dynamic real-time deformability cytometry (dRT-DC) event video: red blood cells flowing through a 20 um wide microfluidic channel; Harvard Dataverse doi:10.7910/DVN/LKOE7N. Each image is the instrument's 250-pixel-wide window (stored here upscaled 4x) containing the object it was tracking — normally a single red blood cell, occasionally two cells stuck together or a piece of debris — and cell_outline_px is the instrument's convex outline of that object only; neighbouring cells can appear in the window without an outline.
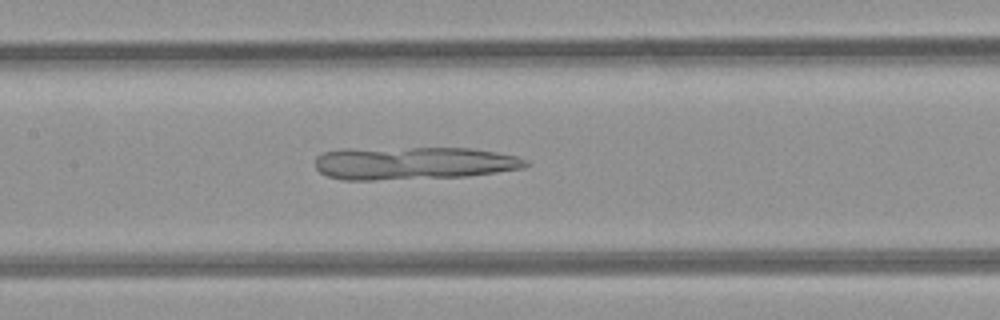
{"species": "common noctule bat (a hibernating species)", "species_latin": "Nyctalus noctula", "temperature_condition": "room temperature", "stored_images_in_passage": 39, "camera_frame_rate_fps": 3000, "um_per_image_px": 0.085, "animal": {"sex": "female", "body_mass_g": 21.9}, "frame": {"image": 1, "passage_image": 14, "time_ms": 4.333, "image_size_px": [1000, 320], "cell_outline_px": [[532, 164], [524, 168], [468, 176], [376, 180], [344, 180], [328, 176], [320, 172], [316, 168], [316, 156], [324, 152], [340, 148], [468, 148], [496, 152], [516, 156], [528, 160]], "centroid_in_image_um": [35.14, 13.86], "position_along_channel_um": 172.3, "area_um2": 40.58}}
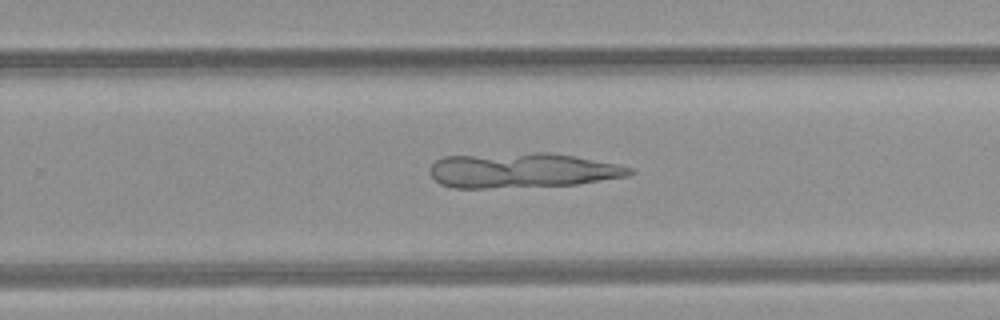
{"frame": {"image": 2, "passage_image": 22, "time_ms": 7.0, "image_size_px": [1000, 320], "cell_outline_px": [[636, 172], [628, 176], [576, 184], [488, 188], [452, 188], [440, 184], [428, 172], [428, 168], [436, 160], [444, 156], [536, 152], [548, 152], [572, 156], [616, 164], [632, 168]], "centroid_in_image_um": [44.33, 14.48], "position_along_channel_um": 285.5, "area_um2": 40.58}}
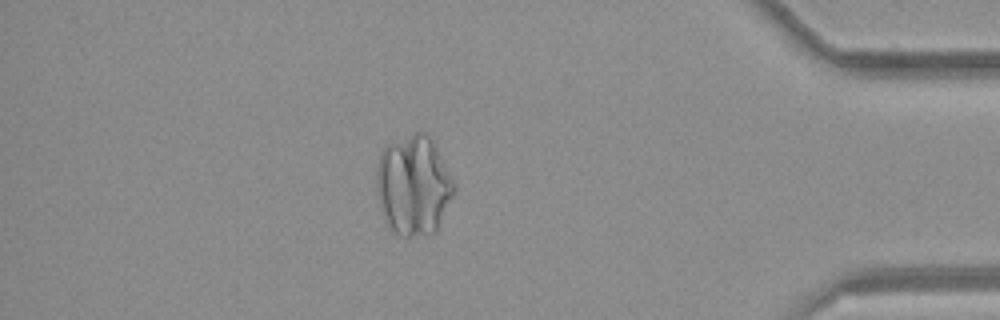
{"frame": {"image": 3, "passage_image": 33, "time_ms": 10.667, "image_size_px": [1000, 320], "cell_outline_px": [[456, 188], [436, 232], [408, 236], [400, 236], [392, 232], [388, 228], [384, 220], [380, 208], [376, 192], [376, 172], [380, 152], [388, 144], [416, 132], [424, 132], [436, 144]], "centroid_in_image_um": [35.12, 15.77], "position_along_channel_um": 400.1, "area_um2": 45.2}}